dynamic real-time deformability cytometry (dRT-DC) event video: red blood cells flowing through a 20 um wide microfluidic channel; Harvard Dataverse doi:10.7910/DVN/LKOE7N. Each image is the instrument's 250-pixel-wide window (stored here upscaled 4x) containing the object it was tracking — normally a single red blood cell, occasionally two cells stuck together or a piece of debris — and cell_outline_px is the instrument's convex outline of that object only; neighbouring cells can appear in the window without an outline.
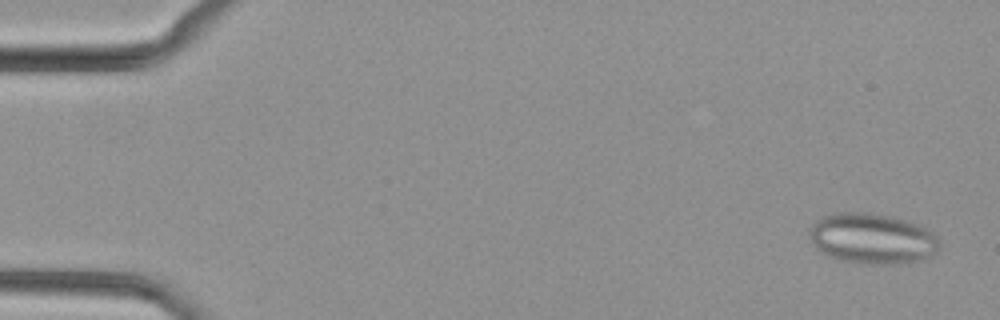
{"species": "common noctule bat (a hibernating species)", "species_latin": "Nyctalus noctula", "temperature_condition": "cold", "stored_images_in_passage": 49, "segment_of_instrument_passage": [1, 2], "camera_frame_rate_fps": 3000, "um_per_image_px": 0.085, "animal": {"sex": "female", "body_mass_g": 29.2, "forearm_length_mm": 56.3}, "frame": {"image": 1, "passage_image": 2, "time_ms": 0.333, "image_size_px": [1000, 320], "cell_outline_px": [[940, 244], [936, 252], [920, 260], [908, 264], [868, 264], [840, 260], [828, 256], [816, 248], [812, 244], [808, 236], [808, 228], [820, 216], [832, 212], [868, 212], [892, 216], [904, 220], [924, 228], [932, 232], [940, 240]], "centroid_in_image_um": [74.08, 20.27], "position_along_channel_um": 10.9, "area_um2": 38.78}}